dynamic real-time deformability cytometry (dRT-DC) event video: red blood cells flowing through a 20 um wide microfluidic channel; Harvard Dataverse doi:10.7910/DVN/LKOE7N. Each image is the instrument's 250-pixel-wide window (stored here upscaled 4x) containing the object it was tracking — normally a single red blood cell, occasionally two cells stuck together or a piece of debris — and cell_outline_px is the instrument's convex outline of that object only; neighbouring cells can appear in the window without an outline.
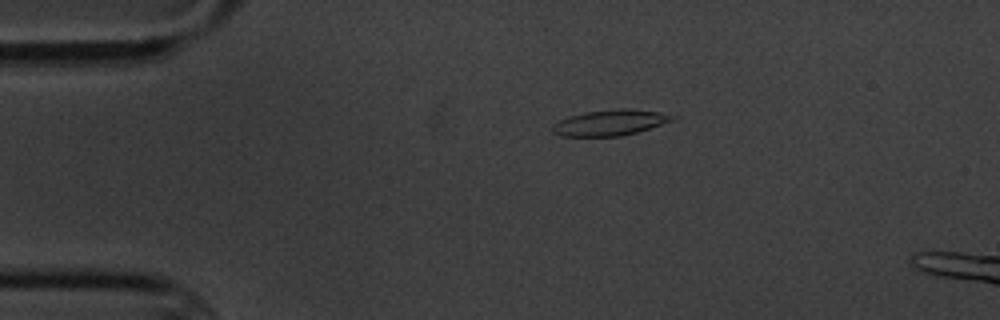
{"species": "common noctule bat (a hibernating species)", "species_latin": "Nyctalus noctula", "temperature_condition": "cold", "stored_images_in_passage": 3, "camera_frame_rate_fps": 3000, "um_per_image_px": 0.085, "animal": {"sex": "male", "body_mass_g": 20.1, "forearm_length_mm": 53.5}, "frame": {"image": 1, "passage_image": 1, "time_ms": 0.0, "image_size_px": [1000, 320], "cell_outline_px": [[680, 116], [672, 120], [636, 132], [620, 136], [560, 136], [552, 132], [552, 124], [568, 116], [584, 112], [620, 108], [624, 108], [660, 112]], "centroid_in_image_um": [51.82, 10.42], "position_along_channel_um": 33.2, "area_um2": 17.92}}